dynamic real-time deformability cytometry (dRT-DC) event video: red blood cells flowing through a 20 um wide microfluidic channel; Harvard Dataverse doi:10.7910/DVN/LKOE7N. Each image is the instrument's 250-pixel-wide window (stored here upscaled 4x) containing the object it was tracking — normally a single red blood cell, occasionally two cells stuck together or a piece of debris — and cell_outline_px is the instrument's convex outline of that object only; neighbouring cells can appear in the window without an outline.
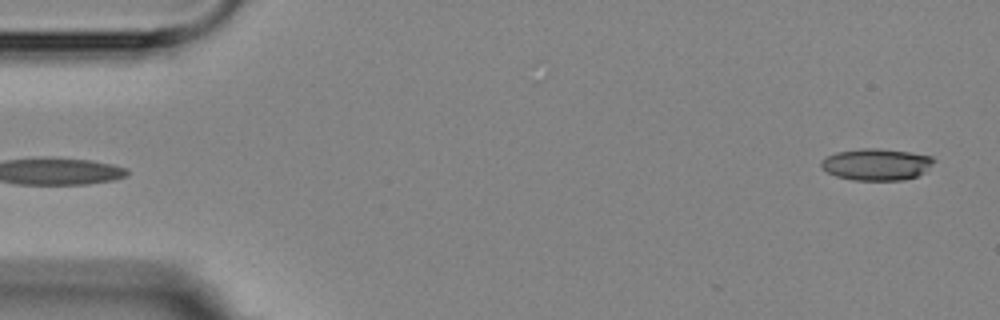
{"species": "Egyptian fruit bat (a non-hibernating species)", "species_latin": "Rousettus aegyptiacus", "temperature_condition": "room temperature", "stored_images_in_passage": 5, "segment_of_instrument_passage": [2, 2], "camera_frame_rate_fps": 3000, "um_per_image_px": 0.085, "animal": {"sex": "female"}, "frame": {"image": 1, "passage_image": 5, "time_ms": 4.333, "image_size_px": [1000, 320], "cell_outline_px": [[936, 160], [924, 172], [916, 176], [904, 180], [852, 180], [836, 176], [820, 168], [820, 160], [836, 152], [860, 148], [880, 148], [912, 152], [932, 156]], "centroid_in_image_um": [74.49, 13.96], "position_along_channel_um": 10.5, "area_um2": 21.04}}